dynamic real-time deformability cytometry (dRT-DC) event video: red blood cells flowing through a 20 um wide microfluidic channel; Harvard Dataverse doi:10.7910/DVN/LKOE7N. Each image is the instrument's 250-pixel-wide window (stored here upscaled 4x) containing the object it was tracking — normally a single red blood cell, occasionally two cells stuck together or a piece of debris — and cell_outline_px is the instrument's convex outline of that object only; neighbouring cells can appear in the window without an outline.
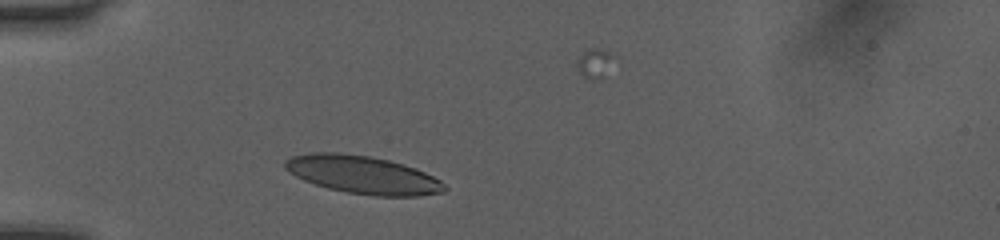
{"species": "human", "species_latin": "Homo sapiens", "temperature_condition": "room temperature", "stored_images_in_passage": 30, "camera_frame_rate_fps": 3000, "um_per_image_px": 0.085, "donor": {"sex": "female"}, "frame": {"image": 1, "passage_image": 5, "time_ms": 1.333, "image_size_px": [1000, 240], "cell_outline_px": [[448, 188], [444, 192], [420, 196], [376, 196], [348, 192], [328, 188], [304, 180], [288, 172], [284, 168], [284, 160], [292, 156], [308, 152], [340, 152], [368, 156], [388, 160], [404, 164], [416, 168], [440, 180]], "centroid_in_image_um": [30.82, 14.85], "position_along_channel_um": 54.2, "area_um2": 35.32}}
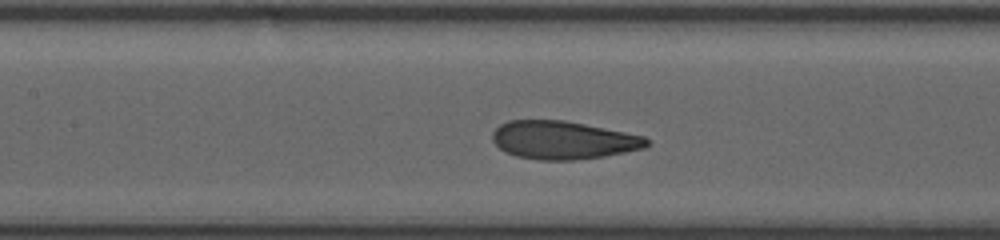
{"frame": {"image": 2, "passage_image": 13, "time_ms": 4.0, "image_size_px": [1000, 240], "cell_outline_px": [[652, 144], [644, 148], [604, 156], [572, 160], [540, 160], [516, 156], [504, 152], [492, 140], [492, 132], [500, 124], [508, 120], [564, 120], [644, 136]], "centroid_in_image_um": [47.84, 11.91], "position_along_channel_um": 159.6, "area_um2": 34.22}}
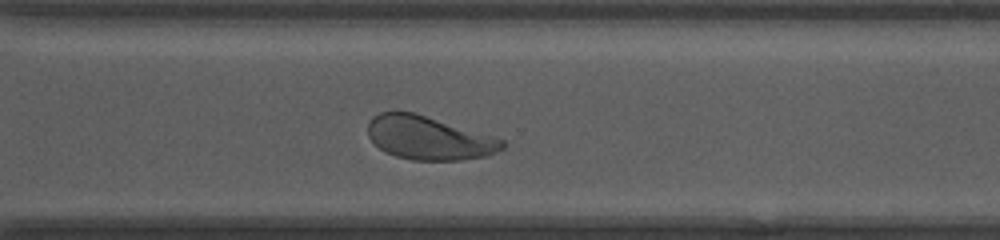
{"frame": {"image": 3, "passage_image": 24, "time_ms": 7.667, "image_size_px": [1000, 240], "cell_outline_px": [[504, 148], [488, 156], [460, 160], [412, 160], [396, 156], [384, 152], [368, 136], [368, 124], [372, 116], [380, 112], [416, 112], [492, 136], [504, 140]], "centroid_in_image_um": [36.44, 11.72], "position_along_channel_um": 334.2, "area_um2": 34.04}}